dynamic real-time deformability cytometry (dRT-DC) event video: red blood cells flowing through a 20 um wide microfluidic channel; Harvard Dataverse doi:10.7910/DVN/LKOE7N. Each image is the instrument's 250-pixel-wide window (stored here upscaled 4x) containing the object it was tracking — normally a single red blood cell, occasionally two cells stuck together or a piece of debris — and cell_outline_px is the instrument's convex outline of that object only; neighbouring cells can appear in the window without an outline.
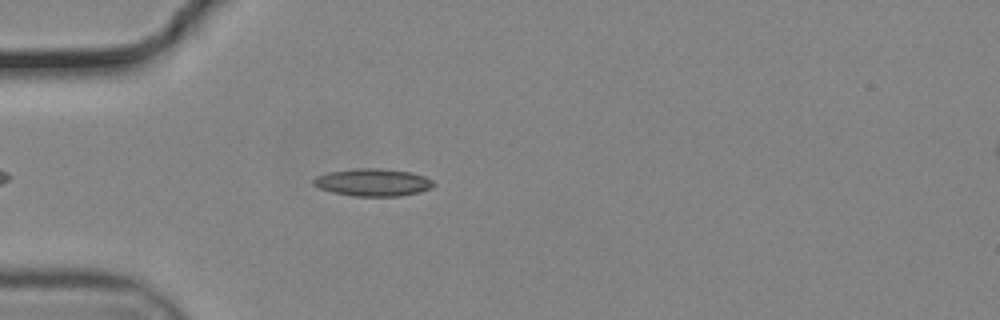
{"species": "common noctule bat (a hibernating species)", "species_latin": "Nyctalus noctula", "temperature_condition": "cold", "stored_images_in_passage": 23, "camera_frame_rate_fps": 3000, "um_per_image_px": 0.085, "animal": {"sex": "male", "body_mass_g": 19.2, "forearm_length_mm": 51.8}, "frame": {"image": 1, "passage_image": 8, "time_ms": 2.333, "image_size_px": [1000, 320], "cell_outline_px": [[436, 184], [432, 188], [420, 192], [400, 196], [352, 196], [332, 192], [320, 188], [312, 184], [312, 180], [316, 176], [328, 172], [356, 168], [380, 168], [412, 172], [424, 176], [432, 180]], "centroid_in_image_um": [31.71, 15.5], "position_along_channel_um": 53.3, "area_um2": 19.42}}
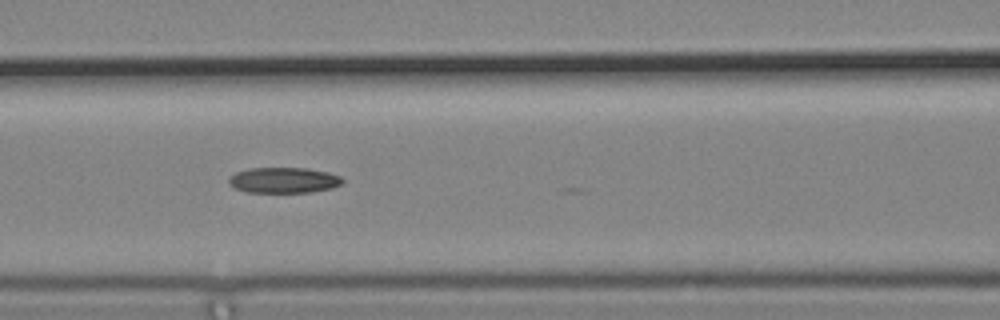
{"frame": {"image": 2, "passage_image": 16, "time_ms": 5.0, "image_size_px": [1000, 320], "cell_outline_px": [[344, 184], [332, 188], [312, 192], [248, 192], [236, 188], [228, 184], [228, 180], [236, 172], [248, 168], [308, 168], [328, 172], [340, 176], [344, 180]], "centroid_in_image_um": [24.16, 15.31], "position_along_channel_um": 142.4, "area_um2": 17.05}}
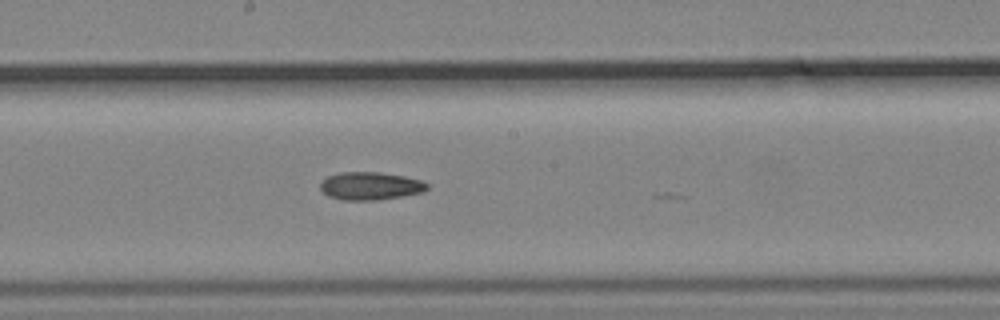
{"frame": {"image": 3, "passage_image": 22, "time_ms": 7.0, "image_size_px": [1000, 320], "cell_outline_px": [[428, 188], [424, 192], [380, 200], [344, 200], [328, 196], [320, 188], [320, 180], [328, 176], [340, 172], [380, 172], [404, 176], [420, 180], [428, 184]], "centroid_in_image_um": [31.47, 15.8], "position_along_channel_um": 216.7, "area_um2": 17.46}}